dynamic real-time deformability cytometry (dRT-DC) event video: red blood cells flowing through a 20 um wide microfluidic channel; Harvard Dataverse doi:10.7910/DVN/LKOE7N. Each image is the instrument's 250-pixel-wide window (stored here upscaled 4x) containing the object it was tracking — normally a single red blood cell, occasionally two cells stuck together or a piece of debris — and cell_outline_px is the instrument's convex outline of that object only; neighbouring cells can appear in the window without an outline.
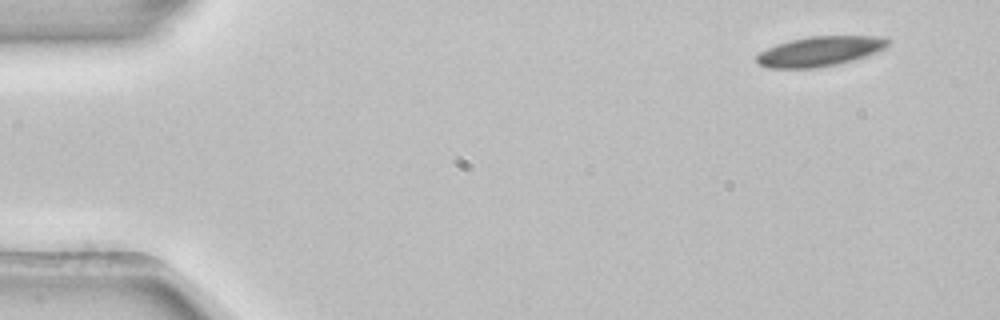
{"species": "common noctule bat (a hibernating species)", "species_latin": "Nyctalus noctula", "temperature_condition": "room temperature", "stored_images_in_passage": 3, "camera_frame_rate_fps": 3000, "um_per_image_px": 0.085, "animal": {"sex": "female", "body_mass_g": 22.7, "forearm_length_mm": 54.2}, "frame": {"image": 1, "passage_image": 1, "time_ms": 0.0, "image_size_px": [1000, 320], "cell_outline_px": [[892, 40], [884, 48], [876, 52], [852, 60], [836, 64], [816, 68], [768, 68], [760, 64], [756, 60], [756, 56], [760, 52], [776, 44], [808, 36], [884, 36]], "centroid_in_image_um": [69.7, 4.35], "position_along_channel_um": 15.3, "area_um2": 22.72}}